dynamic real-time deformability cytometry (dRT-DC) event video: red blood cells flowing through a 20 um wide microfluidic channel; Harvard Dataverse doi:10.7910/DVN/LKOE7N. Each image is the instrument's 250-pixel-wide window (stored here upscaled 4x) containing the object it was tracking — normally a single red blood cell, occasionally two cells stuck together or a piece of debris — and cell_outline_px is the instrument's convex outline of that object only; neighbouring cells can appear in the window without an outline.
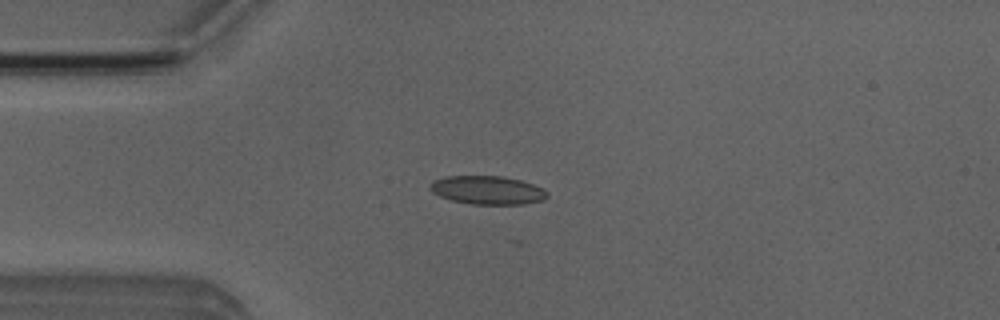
{"species": "Egyptian fruit bat (a non-hibernating species)", "species_latin": "Rousettus aegyptiacus", "temperature_condition": "room temperature", "stored_images_in_passage": 5, "camera_frame_rate_fps": 3000, "um_per_image_px": 0.085, "animal": {"sex": "male"}, "frame": {"image": 1, "passage_image": 3, "time_ms": 2.333, "image_size_px": [1000, 320], "cell_outline_px": [[548, 196], [544, 200], [524, 204], [472, 204], [452, 200], [440, 196], [432, 192], [428, 188], [428, 184], [432, 180], [444, 176], [504, 176], [520, 180], [544, 188], [548, 192]], "centroid_in_image_um": [41.42, 16.15], "position_along_channel_um": 43.6, "area_um2": 19.65}}